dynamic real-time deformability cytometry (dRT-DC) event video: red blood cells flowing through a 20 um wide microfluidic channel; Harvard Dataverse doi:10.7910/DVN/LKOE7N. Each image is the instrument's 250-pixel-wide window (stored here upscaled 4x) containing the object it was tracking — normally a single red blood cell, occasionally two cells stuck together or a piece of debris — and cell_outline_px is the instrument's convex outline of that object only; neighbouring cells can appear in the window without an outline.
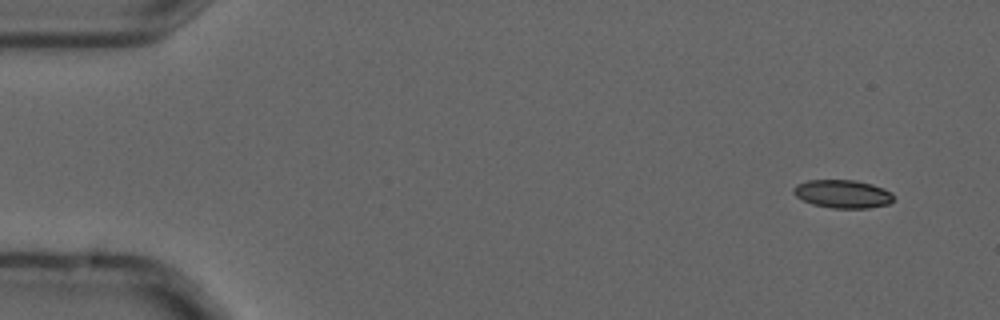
{"species": "common noctule bat (a hibernating species)", "species_latin": "Nyctalus noctula", "temperature_condition": "cold", "stored_images_in_passage": 4, "camera_frame_rate_fps": 3000, "um_per_image_px": 0.085, "animal": {"sex": "male", "forearm_length_mm": 52.5}, "frame": {"image": 1, "passage_image": 1, "time_ms": 0.0, "image_size_px": [1000, 320], "cell_outline_px": [[892, 200], [888, 204], [868, 208], [832, 208], [812, 204], [796, 196], [792, 192], [792, 188], [796, 184], [808, 180], [856, 180], [872, 184], [884, 188], [892, 192]], "centroid_in_image_um": [71.61, 16.47], "position_along_channel_um": 13.4, "area_um2": 16.47}}
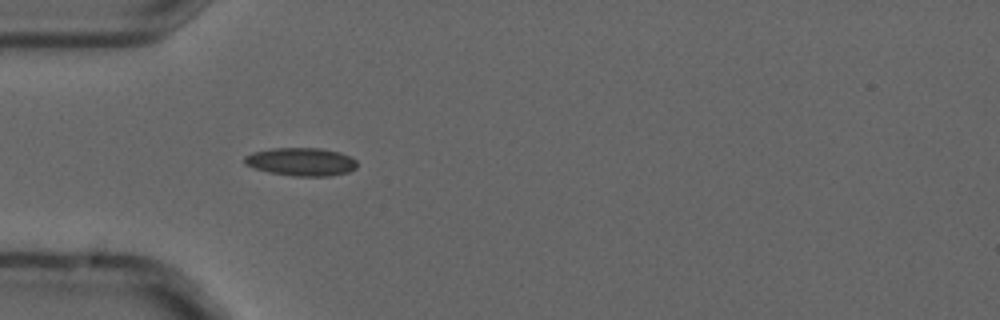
{"frame": {"image": 2, "passage_image": 4, "time_ms": 1.0, "image_size_px": [1000, 320], "cell_outline_px": [[356, 168], [348, 172], [328, 176], [292, 176], [268, 172], [244, 164], [244, 156], [252, 152], [272, 148], [320, 148], [340, 152], [356, 160]], "centroid_in_image_um": [25.58, 13.75], "position_along_channel_um": 59.4, "area_um2": 18.44}}